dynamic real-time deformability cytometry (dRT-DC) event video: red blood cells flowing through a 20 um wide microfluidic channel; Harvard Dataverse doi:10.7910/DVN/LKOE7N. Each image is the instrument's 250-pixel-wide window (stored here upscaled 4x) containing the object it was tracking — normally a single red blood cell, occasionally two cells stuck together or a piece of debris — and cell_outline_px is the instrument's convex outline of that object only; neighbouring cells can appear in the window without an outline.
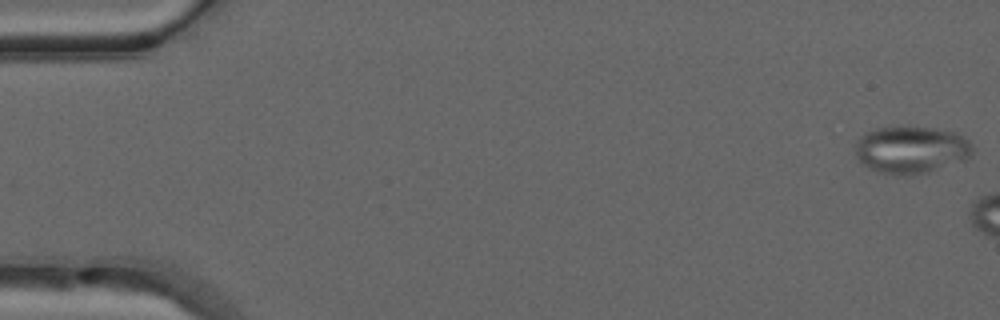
{"species": "common noctule bat (a hibernating species)", "species_latin": "Nyctalus noctula", "temperature_condition": "warm", "stored_images_in_passage": 6, "camera_frame_rate_fps": 3000, "um_per_image_px": 0.085, "animal": {"sex": "male", "forearm_length_mm": 52.5}, "frame": {"image": 1, "passage_image": 1, "time_ms": 0.0, "image_size_px": [1000, 320], "cell_outline_px": [[972, 156], [964, 160], [928, 172], [908, 176], [884, 176], [868, 168], [856, 156], [856, 140], [864, 132], [876, 128], [932, 128], [956, 132], [968, 140], [972, 148]], "centroid_in_image_um": [77.41, 12.77], "position_along_channel_um": 7.6, "area_um2": 32.48}}